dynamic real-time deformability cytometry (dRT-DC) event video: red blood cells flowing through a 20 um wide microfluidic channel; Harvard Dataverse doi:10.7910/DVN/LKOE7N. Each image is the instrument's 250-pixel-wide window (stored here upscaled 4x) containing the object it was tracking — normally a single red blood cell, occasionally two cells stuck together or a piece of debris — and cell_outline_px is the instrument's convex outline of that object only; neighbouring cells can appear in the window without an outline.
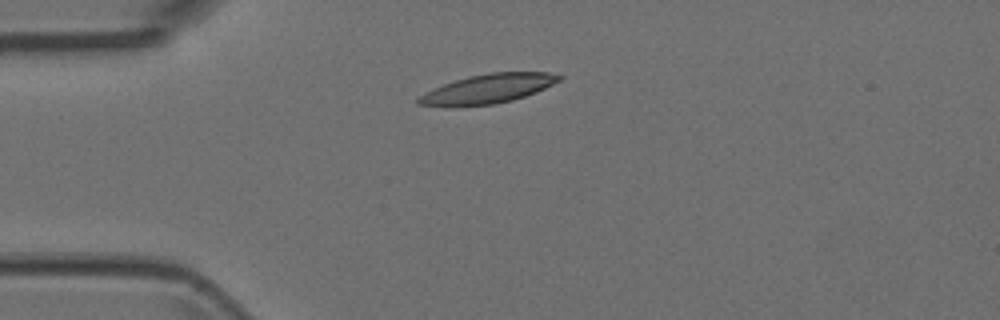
{"species": "Egyptian fruit bat (a non-hibernating species)", "species_latin": "Rousettus aegyptiacus", "temperature_condition": "room temperature", "stored_images_in_passage": 4, "camera_frame_rate_fps": 3000, "um_per_image_px": 0.085, "animal": {"sex": "female"}, "frame": {"image": 1, "passage_image": 4, "time_ms": 1.0, "image_size_px": [1000, 320], "cell_outline_px": [[564, 76], [560, 80], [536, 92], [512, 100], [496, 104], [416, 104], [416, 100], [424, 92], [444, 84], [468, 76], [488, 72], [548, 72]], "centroid_in_image_um": [41.56, 7.5], "position_along_channel_um": 43.4, "area_um2": 23.12}}